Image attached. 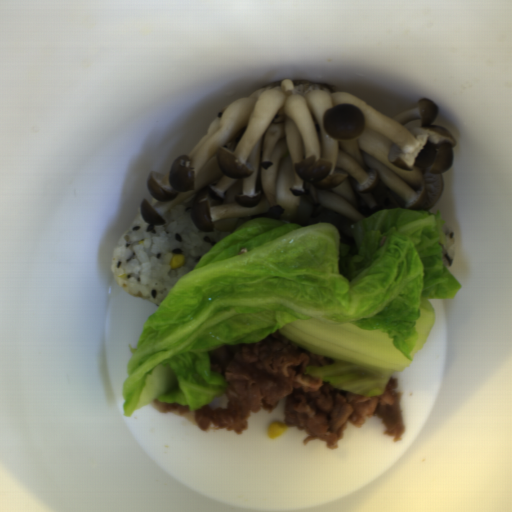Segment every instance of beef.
I'll list each match as a JSON object with an SVG mask.
<instances>
[{"label":"beef","mask_w":512,"mask_h":512,"mask_svg":"<svg viewBox=\"0 0 512 512\" xmlns=\"http://www.w3.org/2000/svg\"><path fill=\"white\" fill-rule=\"evenodd\" d=\"M332 363V358L310 352L278 328L255 342L221 344L209 357V369L226 380V407L208 404L190 410L185 404L151 400L158 413L173 414L200 430L248 431L252 413L272 411L284 399L283 424L305 431L303 444L324 441L337 449L348 423L361 428L370 416L385 426L384 435L400 441L405 431L398 377L392 375L380 395H361L338 390L330 383L306 374L305 369Z\"/></svg>","instance_id":"1"}]
</instances>
